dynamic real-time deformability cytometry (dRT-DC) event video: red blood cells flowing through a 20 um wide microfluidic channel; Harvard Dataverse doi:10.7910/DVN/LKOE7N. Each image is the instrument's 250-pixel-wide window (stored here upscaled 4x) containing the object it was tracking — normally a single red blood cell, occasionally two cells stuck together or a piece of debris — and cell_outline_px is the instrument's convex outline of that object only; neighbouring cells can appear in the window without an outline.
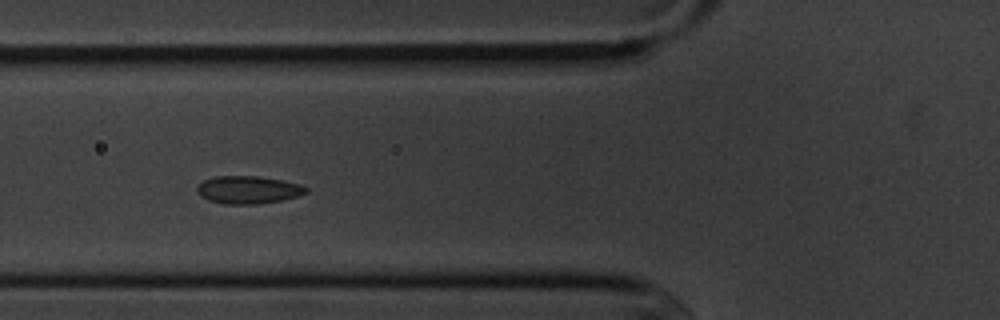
{"species": "common noctule bat (a hibernating species)", "species_latin": "Nyctalus noctula", "temperature_condition": "cold", "stored_images_in_passage": 8, "camera_frame_rate_fps": 3000, "um_per_image_px": 0.085, "animal": {"sex": "male", "body_mass_g": 20.1, "forearm_length_mm": 53.5}, "frame": {"image": 1, "passage_image": 4, "time_ms": 3.333, "image_size_px": [1000, 320], "cell_outline_px": [[308, 192], [300, 196], [280, 200], [256, 204], [224, 204], [208, 200], [200, 196], [196, 192], [196, 188], [204, 180], [216, 176], [260, 176], [300, 184], [308, 188]], "centroid_in_image_um": [21.09, 16.13], "position_along_channel_um": 104.7, "area_um2": 17.63}}
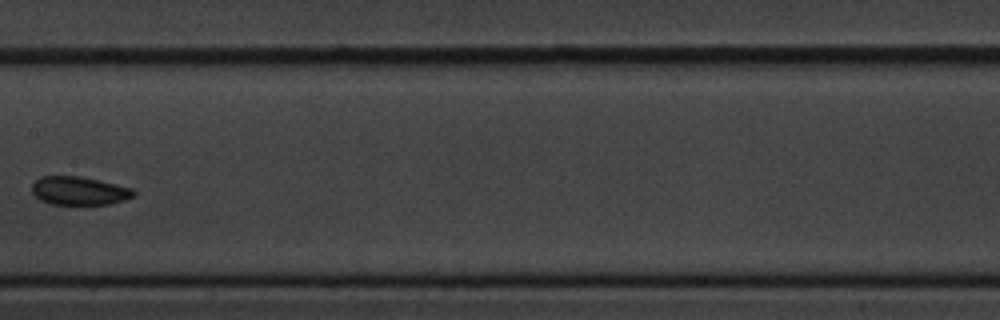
{"frame": {"image": 2, "passage_image": 6, "time_ms": 6.0, "image_size_px": [1000, 320], "cell_outline_px": [[136, 192], [132, 196], [124, 200], [108, 204], [52, 204], [40, 200], [32, 192], [32, 184], [40, 176], [80, 176], [100, 180], [132, 188]], "centroid_in_image_um": [6.71, 16.21], "position_along_channel_um": 200.7, "area_um2": 16.76}}
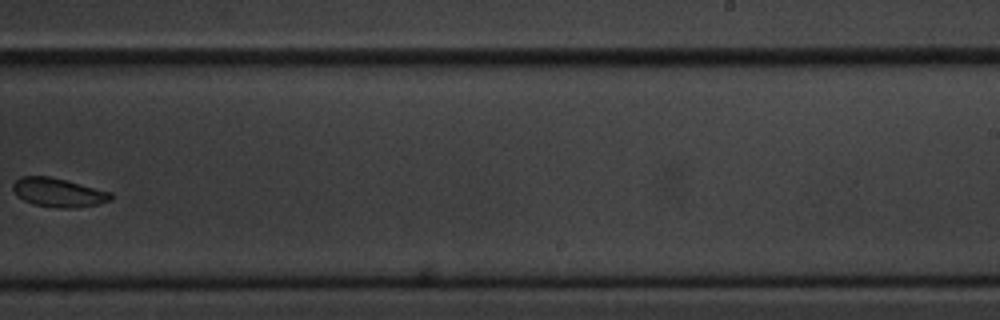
{"frame": {"image": 3, "passage_image": 8, "time_ms": 8.333, "image_size_px": [1000, 320], "cell_outline_px": [[112, 200], [96, 204], [72, 208], [60, 208], [32, 204], [24, 200], [12, 188], [12, 184], [20, 176], [48, 176], [112, 192]], "centroid_in_image_um": [4.96, 16.36], "position_along_channel_um": 284.0, "area_um2": 16.18}}